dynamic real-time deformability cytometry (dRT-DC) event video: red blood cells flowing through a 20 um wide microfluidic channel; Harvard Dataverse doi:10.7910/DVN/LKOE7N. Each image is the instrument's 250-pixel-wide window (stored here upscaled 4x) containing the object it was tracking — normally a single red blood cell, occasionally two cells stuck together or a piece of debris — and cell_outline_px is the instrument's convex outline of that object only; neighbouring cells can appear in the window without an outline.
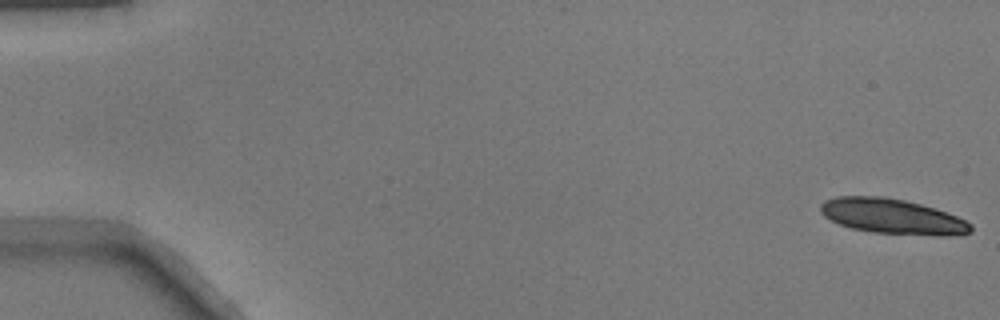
{"species": "common noctule bat (a hibernating species)", "species_latin": "Nyctalus noctula", "temperature_condition": "warm", "stored_images_in_passage": 45, "camera_frame_rate_fps": 3000, "um_per_image_px": 0.085, "animal": {"sex": "male", "body_mass_g": 17.9}, "frame": {"image": 1, "passage_image": 1, "time_ms": 0.0, "image_size_px": [1000, 320], "cell_outline_px": [[972, 232], [948, 236], [872, 232], [852, 228], [840, 224], [824, 216], [820, 212], [820, 204], [824, 200], [836, 196], [884, 196], [904, 200], [936, 208], [956, 216], [972, 224]], "centroid_in_image_um": [75.84, 18.38], "position_along_channel_um": 9.2, "area_um2": 30.69}}
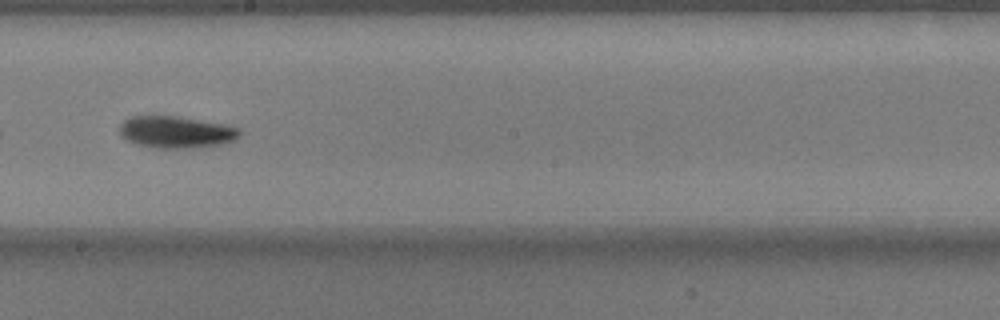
{"frame": {"image": 2, "passage_image": 30, "time_ms": 9.667, "image_size_px": [1000, 320], "cell_outline_px": [[240, 136], [232, 140], [220, 144], [200, 148], [152, 148], [136, 144], [120, 136], [120, 124], [124, 120], [132, 116], [176, 116], [224, 124], [240, 128]], "centroid_in_image_um": [14.95, 11.23], "position_along_channel_um": 233.2, "area_um2": 22.37}}
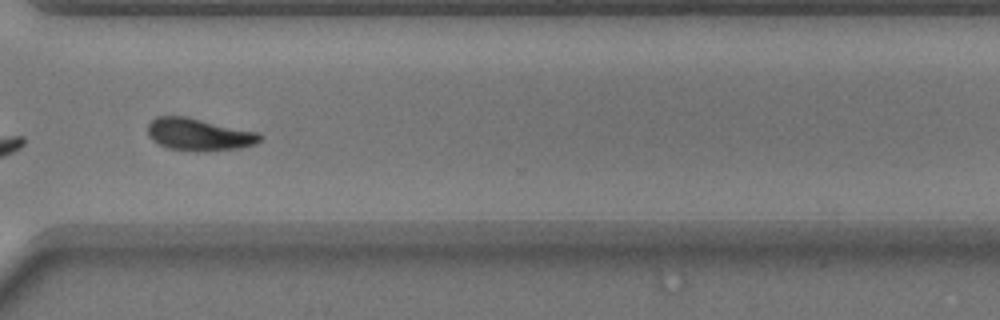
{"frame": {"image": 3, "passage_image": 39, "time_ms": 12.667, "image_size_px": [1000, 320], "cell_outline_px": [[264, 136], [256, 144], [240, 148], [204, 152], [168, 148], [152, 140], [148, 136], [148, 124], [156, 116], [184, 116], [256, 132]], "centroid_in_image_um": [16.9, 11.44], "position_along_channel_um": 353.7, "area_um2": 20.98}}